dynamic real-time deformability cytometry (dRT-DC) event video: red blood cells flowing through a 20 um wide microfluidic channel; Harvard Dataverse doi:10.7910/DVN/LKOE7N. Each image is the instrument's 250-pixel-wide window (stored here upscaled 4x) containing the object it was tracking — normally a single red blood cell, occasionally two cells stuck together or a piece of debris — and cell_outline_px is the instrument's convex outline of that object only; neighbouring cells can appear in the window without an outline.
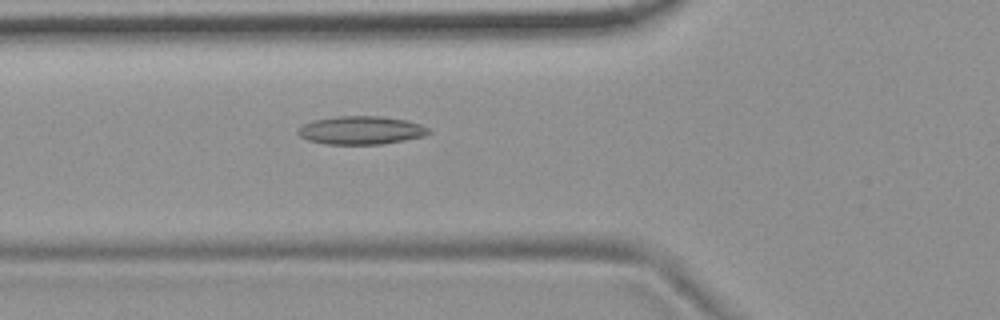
{"species": "common noctule bat (a hibernating species)", "species_latin": "Nyctalus noctula", "temperature_condition": "room temperature", "stored_images_in_passage": 38, "camera_frame_rate_fps": 3000, "um_per_image_px": 0.085, "animal": {"sex": "female", "body_mass_g": 19.9}, "frame": {"image": 1, "passage_image": 3, "time_ms": 0.667, "image_size_px": [1000, 320], "cell_outline_px": [[432, 132], [424, 136], [404, 140], [380, 144], [324, 144], [308, 140], [300, 136], [296, 132], [304, 124], [312, 120], [340, 116], [380, 116], [408, 120], [420, 124], [428, 128]], "centroid_in_image_um": [30.7, 11.07], "position_along_channel_um": 95.1, "area_um2": 21.5}}
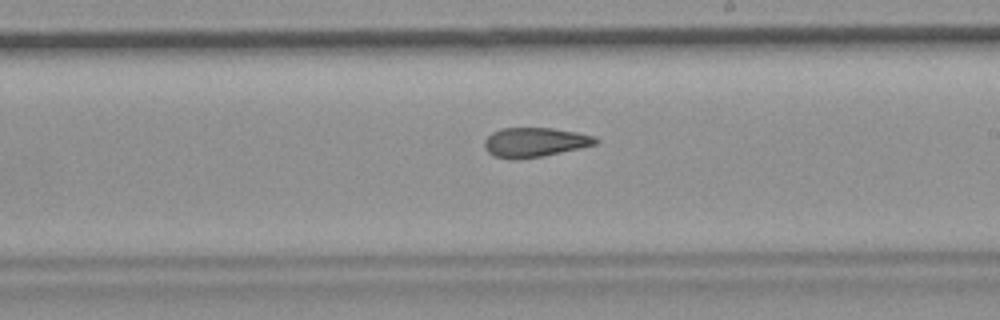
{"frame": {"image": 2, "passage_image": 15, "time_ms": 4.667, "image_size_px": [1000, 320], "cell_outline_px": [[600, 140], [596, 144], [580, 148], [540, 156], [496, 156], [488, 152], [484, 148], [484, 140], [492, 132], [500, 128], [552, 128], [576, 132], [596, 136]], "centroid_in_image_um": [45.5, 12.04], "position_along_channel_um": 243.5, "area_um2": 18.38}}
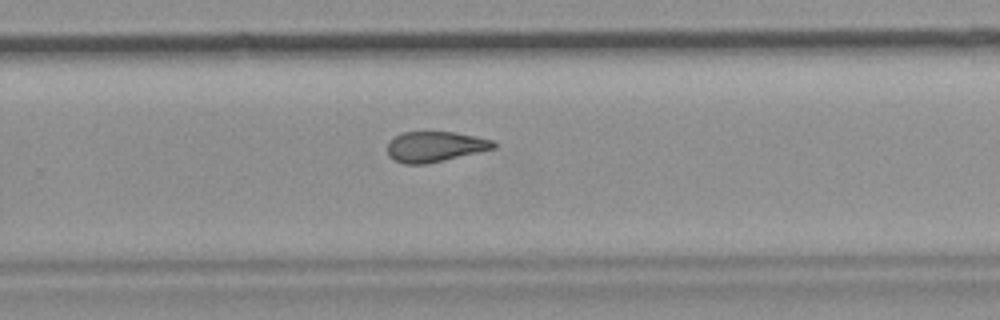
{"frame": {"image": 3, "passage_image": 19, "time_ms": 6.0, "image_size_px": [1000, 320], "cell_outline_px": [[496, 148], [424, 164], [404, 164], [392, 160], [388, 156], [388, 144], [396, 136], [404, 132], [452, 132], [492, 140], [496, 144]], "centroid_in_image_um": [36.94, 12.47], "position_along_channel_um": 292.9, "area_um2": 18.44}, "authors_computed_cell_mechanics": {"area_um2": 19.6809, "velocity_mm_per_s": 3.7132, "shape_relaxation_time_tau1_ms": null, "shape_relaxation_time_tau2_ms": 3.5302, "deformation_change_tau1": null, "deformation_change_tau2": 0.1138}}